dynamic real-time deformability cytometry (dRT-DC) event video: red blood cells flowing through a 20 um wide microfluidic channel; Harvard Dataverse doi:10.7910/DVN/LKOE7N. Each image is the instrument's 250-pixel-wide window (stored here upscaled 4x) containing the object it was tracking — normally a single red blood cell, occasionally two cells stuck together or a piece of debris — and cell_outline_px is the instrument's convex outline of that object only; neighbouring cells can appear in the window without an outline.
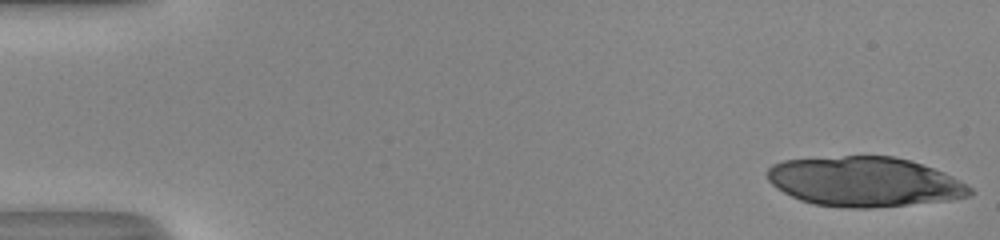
{"species": "human", "species_latin": "Homo sapiens", "temperature_condition": "room temperature", "stored_images_in_passage": 11, "camera_frame_rate_fps": 3000, "um_per_image_px": 0.085, "donor": {"sex": "male"}, "frame": {"image": 1, "passage_image": 1, "time_ms": 0.0, "image_size_px": [1000, 240], "cell_outline_px": [[976, 192], [972, 196], [952, 200], [868, 208], [848, 208], [812, 204], [800, 200], [776, 188], [768, 180], [768, 168], [772, 164], [784, 160], [844, 156], [892, 156], [908, 160], [944, 172], [960, 180], [972, 188]], "centroid_in_image_um": [73.5, 15.45], "position_along_channel_um": 11.5, "area_um2": 58.78}}